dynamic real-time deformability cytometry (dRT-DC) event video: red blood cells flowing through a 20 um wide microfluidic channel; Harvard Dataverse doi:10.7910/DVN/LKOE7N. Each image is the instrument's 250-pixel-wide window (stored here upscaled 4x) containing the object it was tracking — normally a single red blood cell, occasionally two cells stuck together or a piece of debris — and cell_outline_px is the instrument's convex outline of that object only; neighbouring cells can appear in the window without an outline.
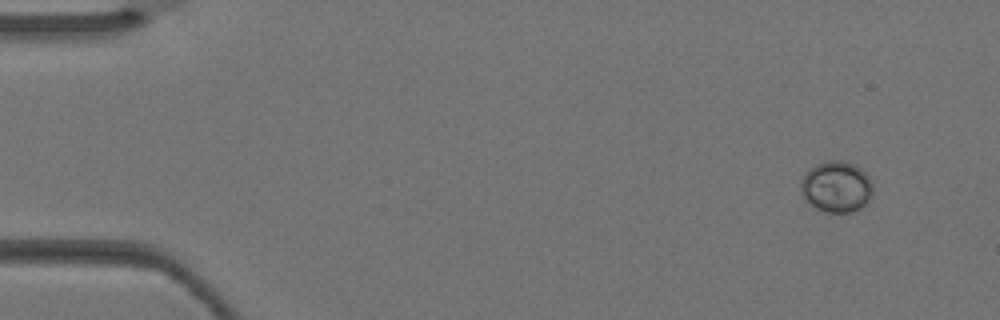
{"species": "Egyptian fruit bat (a non-hibernating species)", "species_latin": "Rousettus aegyptiacus", "temperature_condition": "warm", "stored_images_in_passage": 3, "camera_frame_rate_fps": 3000, "um_per_image_px": 0.085, "animal": {"sex": "female"}, "frame": {"image": 1, "passage_image": 1, "time_ms": 0.0, "image_size_px": [1000, 320], "cell_outline_px": [[872, 196], [860, 208], [848, 212], [828, 212], [816, 208], [804, 200], [800, 192], [800, 180], [804, 172], [808, 168], [816, 164], [828, 160], [844, 160], [856, 164], [868, 176], [872, 184]], "centroid_in_image_um": [71.05, 15.84], "position_along_channel_um": 14.0, "area_um2": 21.79}}